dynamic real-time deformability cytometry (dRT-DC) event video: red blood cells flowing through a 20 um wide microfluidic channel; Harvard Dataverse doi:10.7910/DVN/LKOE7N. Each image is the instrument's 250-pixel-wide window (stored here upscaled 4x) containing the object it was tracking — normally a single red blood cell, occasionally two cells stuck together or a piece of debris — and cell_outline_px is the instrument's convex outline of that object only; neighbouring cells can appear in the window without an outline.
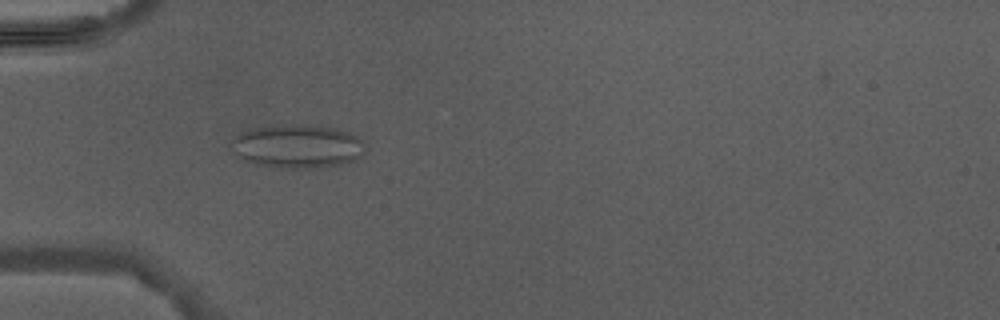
{"species": "Egyptian fruit bat (a non-hibernating species)", "species_latin": "Rousettus aegyptiacus", "temperature_condition": "warm", "stored_images_in_passage": 4, "camera_frame_rate_fps": 3000, "um_per_image_px": 0.085, "animal": {"sex": "male"}, "frame": {"image": 1, "passage_image": 3, "time_ms": 2.667, "image_size_px": [1000, 320], "cell_outline_px": [[364, 144], [360, 156], [356, 160], [324, 168], [276, 168], [256, 164], [244, 160], [228, 148], [228, 144], [240, 132], [252, 128], [292, 124], [304, 124], [336, 128], [348, 132], [364, 140]], "centroid_in_image_um": [25.24, 12.44], "position_along_channel_um": 59.8, "area_um2": 34.39}}